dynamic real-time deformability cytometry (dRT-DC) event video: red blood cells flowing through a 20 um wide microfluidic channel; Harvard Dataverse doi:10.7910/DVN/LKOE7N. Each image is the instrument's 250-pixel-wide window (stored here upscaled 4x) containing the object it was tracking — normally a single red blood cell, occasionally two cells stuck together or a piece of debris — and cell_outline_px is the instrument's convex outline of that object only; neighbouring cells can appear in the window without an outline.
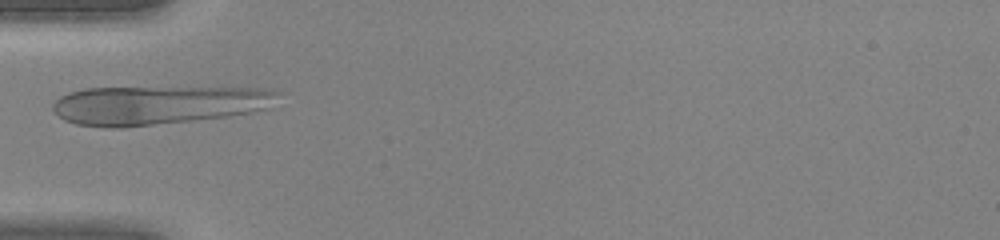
{"species": "human", "species_latin": "Homo sapiens", "temperature_condition": "warm", "stored_images_in_passage": 19, "camera_frame_rate_fps": 3000, "um_per_image_px": 0.085, "donor": {"sex": "female"}, "frame": {"image": 1, "passage_image": 1, "time_ms": 0.0, "image_size_px": [1000, 240], "cell_outline_px": [[280, 92], [272, 108], [252, 112], [228, 116], [120, 128], [104, 128], [76, 124], [64, 120], [52, 108], [52, 104], [60, 96], [84, 88], [272, 88]], "centroid_in_image_um": [13.47, 8.93], "position_along_channel_um": 71.5, "area_um2": 50.92}}
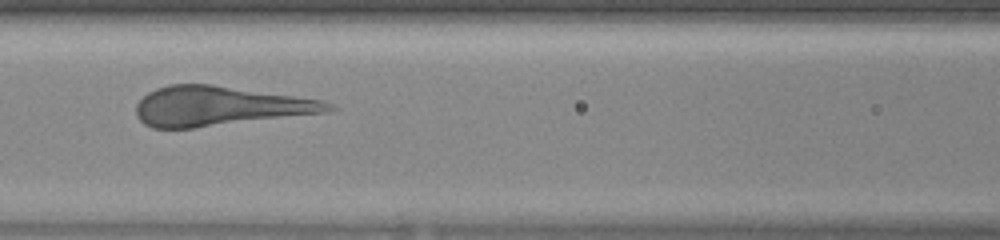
{"frame": {"image": 2, "passage_image": 6, "time_ms": 1.667, "image_size_px": [1000, 240], "cell_outline_px": [[340, 108], [332, 112], [192, 128], [152, 128], [144, 124], [136, 116], [136, 104], [148, 92], [156, 88], [168, 84], [212, 84], [324, 100]], "centroid_in_image_um": [18.7, 9.02], "position_along_channel_um": 147.9, "area_um2": 44.62}}
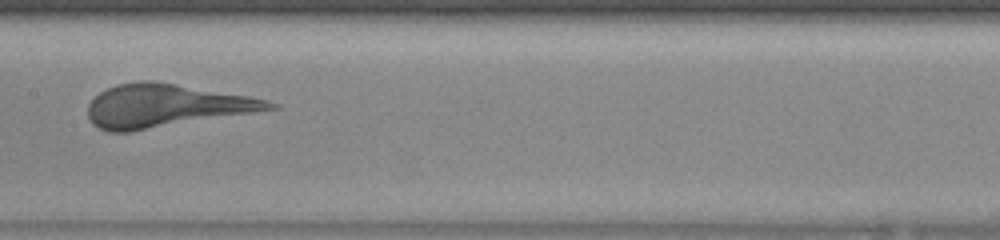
{"frame": {"image": 3, "passage_image": 9, "time_ms": 2.667, "image_size_px": [1000, 240], "cell_outline_px": [[280, 108], [128, 132], [108, 132], [92, 124], [88, 120], [88, 104], [100, 92], [116, 84], [140, 80], [152, 80], [248, 96], [268, 100], [280, 104]], "centroid_in_image_um": [14.07, 8.99], "position_along_channel_um": 193.3, "area_um2": 45.32}}